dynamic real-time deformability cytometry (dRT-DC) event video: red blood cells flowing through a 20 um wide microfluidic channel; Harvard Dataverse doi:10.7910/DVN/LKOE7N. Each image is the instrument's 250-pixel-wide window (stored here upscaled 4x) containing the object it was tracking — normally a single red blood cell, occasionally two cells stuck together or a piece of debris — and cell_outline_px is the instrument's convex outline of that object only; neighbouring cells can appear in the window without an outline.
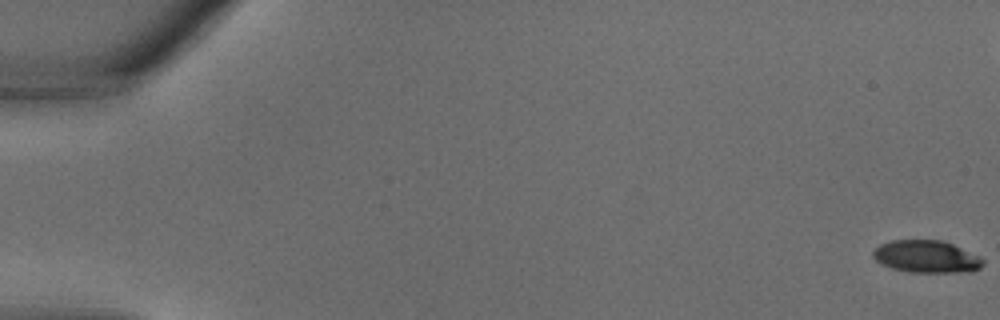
{"species": "common noctule bat (a hibernating species)", "species_latin": "Nyctalus noctula", "temperature_condition": "warm", "stored_images_in_passage": 32, "camera_frame_rate_fps": 3000, "um_per_image_px": 0.085, "animal": {"sex": "male", "body_mass_g": 18.8}, "frame": {"image": 1, "passage_image": 1, "time_ms": 0.0, "image_size_px": [1000, 320], "cell_outline_px": [[984, 264], [980, 268], [972, 272], [908, 272], [892, 268], [880, 264], [872, 256], [872, 252], [880, 244], [892, 240], [944, 240], [980, 256], [984, 260]], "centroid_in_image_um": [78.76, 21.81], "position_along_channel_um": 6.2, "area_um2": 20.92}}
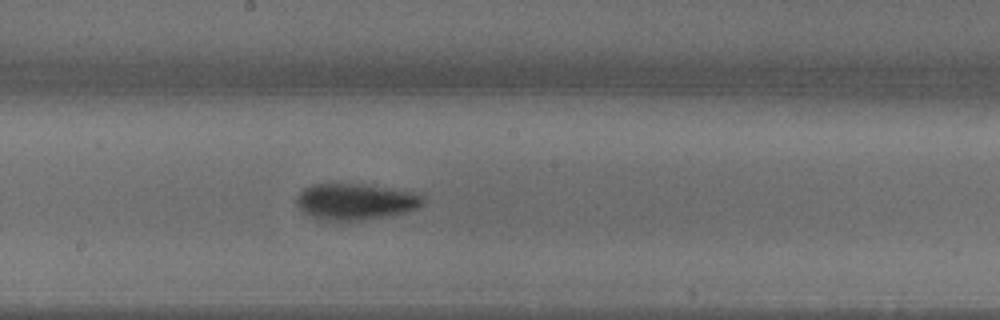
{"frame": {"image": 2, "passage_image": 20, "time_ms": 6.333, "image_size_px": [1000, 320], "cell_outline_px": [[424, 204], [416, 208], [392, 216], [360, 220], [324, 220], [308, 216], [296, 204], [296, 196], [304, 188], [312, 184], [356, 184], [420, 192], [424, 196]], "centroid_in_image_um": [30.23, 17.14], "position_along_channel_um": 218.0, "area_um2": 26.82}}
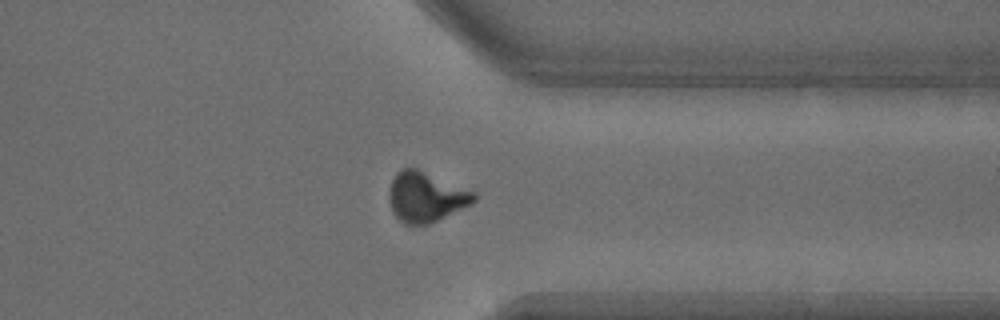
{"frame": {"image": 3, "passage_image": 28, "time_ms": 9.0, "image_size_px": [1000, 320], "cell_outline_px": [[476, 200], [472, 204], [428, 224], [404, 224], [392, 212], [388, 196], [388, 192], [392, 180], [396, 172], [400, 168], [416, 168], [476, 192]], "centroid_in_image_um": [36.18, 16.73], "position_along_channel_um": 375.2, "area_um2": 24.68}}